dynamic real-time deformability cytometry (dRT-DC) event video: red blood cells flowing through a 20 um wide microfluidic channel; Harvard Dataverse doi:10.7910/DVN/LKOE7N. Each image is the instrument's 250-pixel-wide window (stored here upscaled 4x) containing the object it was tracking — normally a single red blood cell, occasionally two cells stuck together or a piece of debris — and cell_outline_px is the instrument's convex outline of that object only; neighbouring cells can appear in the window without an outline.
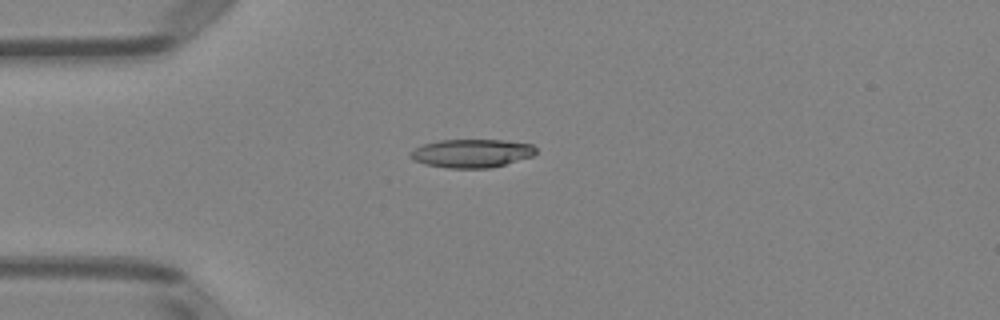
{"species": "Egyptian fruit bat (a non-hibernating species)", "species_latin": "Rousettus aegyptiacus", "temperature_condition": "room temperature", "stored_images_in_passage": 5, "camera_frame_rate_fps": 3000, "um_per_image_px": 0.085, "animal": {"sex": "female"}, "frame": {"image": 1, "passage_image": 4, "time_ms": 3.667, "image_size_px": [1000, 320], "cell_outline_px": [[536, 152], [532, 156], [492, 168], [448, 168], [424, 164], [412, 160], [408, 156], [408, 152], [424, 144], [440, 140], [504, 140], [532, 144], [536, 148]], "centroid_in_image_um": [40.06, 13.03], "position_along_channel_um": 44.9, "area_um2": 20.87}}